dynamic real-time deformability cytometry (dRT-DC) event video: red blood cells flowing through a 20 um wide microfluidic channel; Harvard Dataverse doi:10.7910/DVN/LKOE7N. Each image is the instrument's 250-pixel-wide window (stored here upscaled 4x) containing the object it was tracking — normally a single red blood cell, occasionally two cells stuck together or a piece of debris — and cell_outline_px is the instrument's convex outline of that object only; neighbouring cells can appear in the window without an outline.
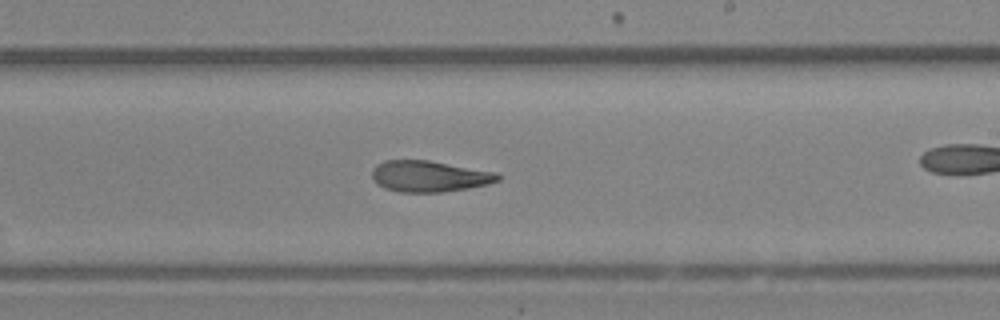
{"species": "Egyptian fruit bat (a non-hibernating species)", "species_latin": "Rousettus aegyptiacus", "temperature_condition": "room temperature", "stored_images_in_passage": 28, "camera_frame_rate_fps": 3000, "um_per_image_px": 0.085, "animal": {"sex": "female"}, "frame": {"image": 1, "passage_image": 13, "time_ms": 4.0, "image_size_px": [1000, 320], "cell_outline_px": [[500, 180], [488, 184], [468, 188], [444, 192], [400, 192], [384, 188], [376, 184], [372, 176], [372, 168], [376, 164], [384, 160], [428, 160], [496, 172], [500, 176]], "centroid_in_image_um": [36.46, 14.98], "position_along_channel_um": 252.5, "area_um2": 22.95}}